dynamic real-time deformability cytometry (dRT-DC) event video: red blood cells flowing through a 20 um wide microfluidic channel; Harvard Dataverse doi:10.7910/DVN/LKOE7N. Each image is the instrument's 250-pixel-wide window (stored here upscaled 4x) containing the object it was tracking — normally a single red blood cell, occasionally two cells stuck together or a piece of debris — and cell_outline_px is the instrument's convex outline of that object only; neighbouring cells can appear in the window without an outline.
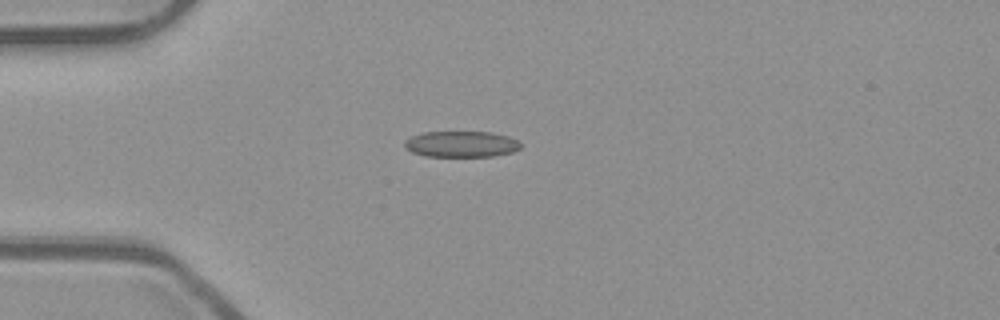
{"species": "common noctule bat (a hibernating species)", "species_latin": "Nyctalus noctula", "temperature_condition": "room temperature", "stored_images_in_passage": 40, "camera_frame_rate_fps": 3000, "um_per_image_px": 0.085, "animal": {"sex": "male", "body_mass_g": 23.1, "forearm_length_mm": 52.7}, "frame": {"image": 1, "passage_image": 1, "time_ms": 0.0, "image_size_px": [1000, 320], "cell_outline_px": [[520, 148], [512, 152], [492, 156], [424, 156], [412, 152], [404, 148], [404, 140], [412, 136], [424, 132], [492, 132], [508, 136], [516, 140], [520, 144]], "centroid_in_image_um": [39.17, 12.25], "position_along_channel_um": 45.8, "area_um2": 17.57}}
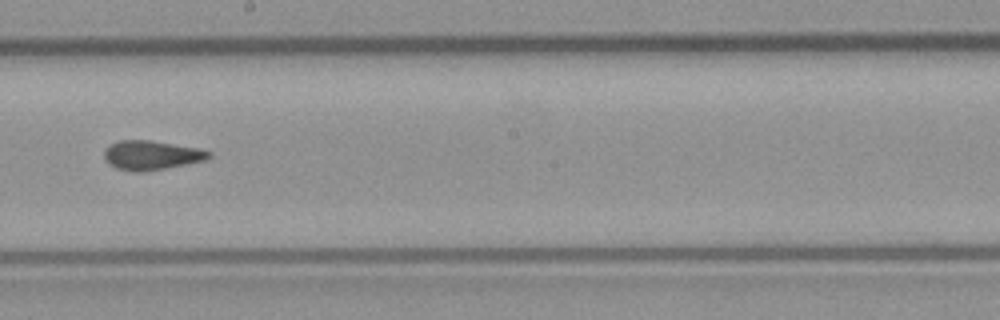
{"frame": {"image": 2, "passage_image": 17, "time_ms": 5.333, "image_size_px": [1000, 320], "cell_outline_px": [[212, 156], [208, 160], [144, 172], [136, 172], [116, 168], [108, 164], [104, 160], [104, 148], [120, 140], [148, 140], [200, 148], [212, 152]], "centroid_in_image_um": [12.88, 13.2], "position_along_channel_um": 235.3, "area_um2": 18.03}}
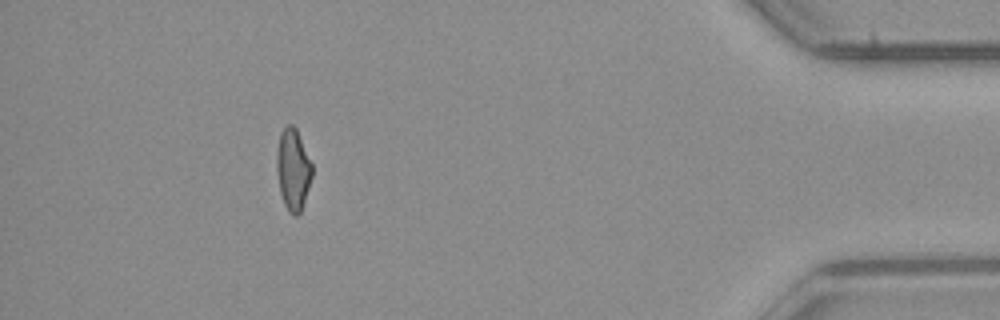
{"frame": {"image": 3, "passage_image": 35, "time_ms": 11.333, "image_size_px": [1000, 320], "cell_outline_px": [[312, 176], [300, 212], [296, 216], [292, 216], [288, 212], [284, 204], [280, 192], [276, 168], [276, 152], [280, 132], [288, 124], [292, 124], [296, 128], [312, 164]], "centroid_in_image_um": [24.88, 14.4], "position_along_channel_um": 410.3, "area_um2": 16.76}, "authors_computed_cell_mechanics": {"area_um2": 17.5423, "velocity_mm_per_s": 3.8924, "shape_relaxation_time_tau1_ms": null, "shape_relaxation_time_tau2_ms": 1.9632, "deformation_change_tau1": null, "deformation_change_tau2": 0.0825}}